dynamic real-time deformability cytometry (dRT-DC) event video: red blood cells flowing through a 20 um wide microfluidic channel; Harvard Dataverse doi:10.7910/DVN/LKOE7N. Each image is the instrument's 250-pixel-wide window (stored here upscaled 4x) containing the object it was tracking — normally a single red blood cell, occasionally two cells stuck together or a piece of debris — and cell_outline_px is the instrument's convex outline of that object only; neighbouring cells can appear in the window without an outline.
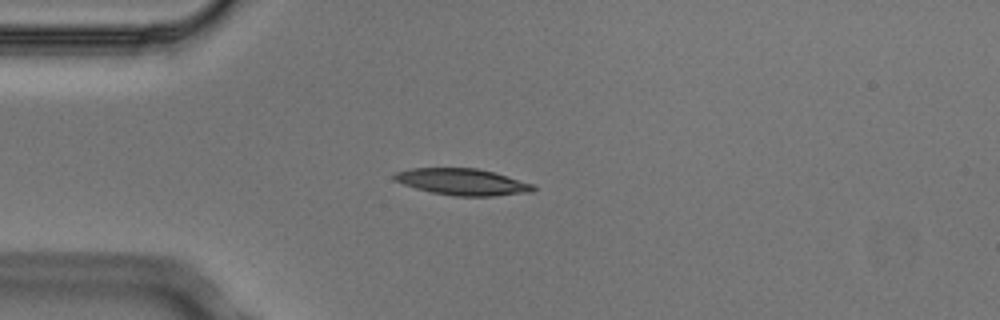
{"species": "Egyptian fruit bat (a non-hibernating species)", "species_latin": "Rousettus aegyptiacus", "temperature_condition": "cold", "stored_images_in_passage": 6, "camera_frame_rate_fps": 3000, "um_per_image_px": 0.085, "animal": {"sex": "male"}, "frame": {"image": 1, "passage_image": 3, "time_ms": 0.667, "image_size_px": [1000, 320], "cell_outline_px": [[536, 188], [532, 192], [496, 196], [452, 196], [432, 192], [416, 188], [392, 180], [392, 176], [396, 172], [412, 168], [476, 168], [492, 172], [532, 184]], "centroid_in_image_um": [39.27, 15.46], "position_along_channel_um": 45.7, "area_um2": 21.33}}
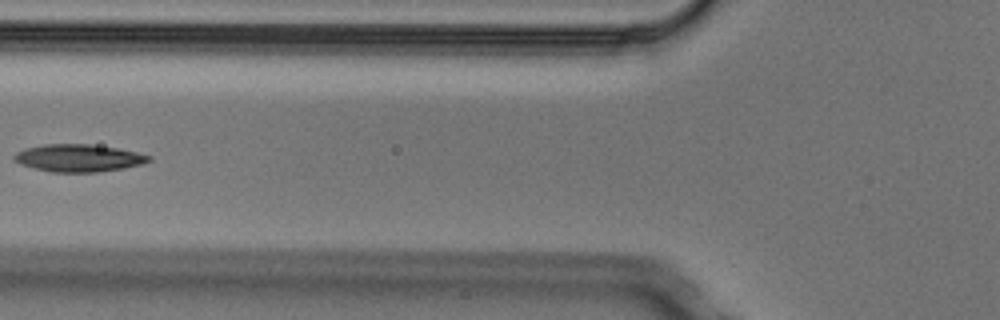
{"frame": {"image": 2, "passage_image": 5, "time_ms": 1.333, "image_size_px": [1000, 320], "cell_outline_px": [[152, 160], [144, 164], [124, 168], [100, 172], [52, 172], [20, 164], [12, 160], [12, 156], [16, 152], [24, 148], [44, 144], [88, 144], [120, 148], [152, 156]], "centroid_in_image_um": [6.69, 13.43], "position_along_channel_um": 119.1, "area_um2": 21.79}}
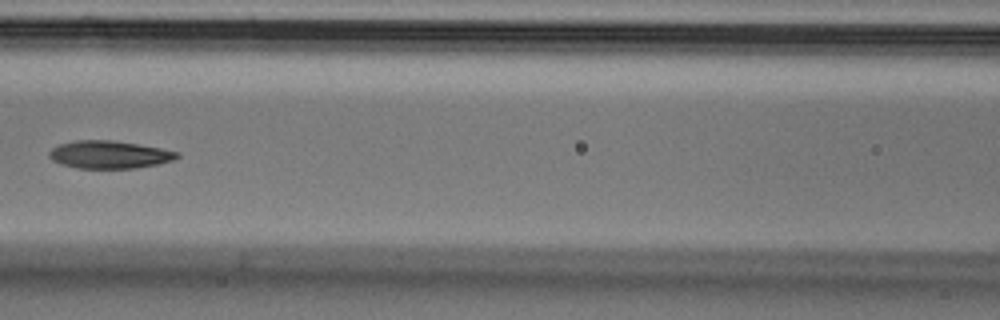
{"frame": {"image": 3, "passage_image": 6, "time_ms": 1.667, "image_size_px": [1000, 320], "cell_outline_px": [[180, 156], [172, 160], [160, 164], [136, 168], [76, 168], [60, 164], [52, 160], [48, 156], [48, 152], [52, 148], [60, 144], [76, 140], [112, 140], [160, 148], [180, 152]], "centroid_in_image_um": [9.28, 13.15], "position_along_channel_um": 157.3, "area_um2": 20.69}}